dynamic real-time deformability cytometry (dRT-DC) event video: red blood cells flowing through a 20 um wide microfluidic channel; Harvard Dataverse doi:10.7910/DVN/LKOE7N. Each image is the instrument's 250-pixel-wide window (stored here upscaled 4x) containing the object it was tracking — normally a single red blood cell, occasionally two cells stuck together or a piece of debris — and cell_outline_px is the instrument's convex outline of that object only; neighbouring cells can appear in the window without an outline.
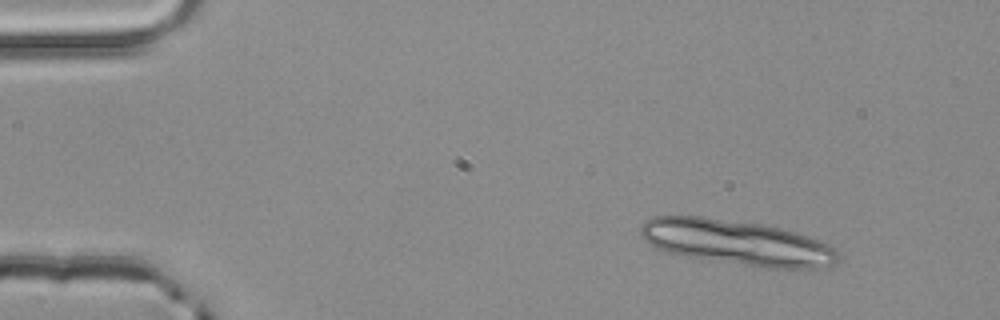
{"species": "common noctule bat (a hibernating species)", "species_latin": "Nyctalus noctula", "temperature_condition": "room temperature", "stored_images_in_passage": 3, "camera_frame_rate_fps": 3000, "um_per_image_px": 0.085, "animal": {"sex": "male", "body_mass_g": 20.4}, "frame": {"image": 1, "passage_image": 1, "time_ms": 0.0, "image_size_px": [1000, 320], "cell_outline_px": [[840, 260], [836, 264], [824, 268], [764, 268], [684, 256], [668, 252], [652, 244], [640, 232], [640, 224], [644, 220], [652, 216], [704, 216], [764, 224], [812, 236], [836, 248], [840, 252]], "centroid_in_image_um": [62.73, 20.61], "position_along_channel_um": 22.3, "area_um2": 52.42}}